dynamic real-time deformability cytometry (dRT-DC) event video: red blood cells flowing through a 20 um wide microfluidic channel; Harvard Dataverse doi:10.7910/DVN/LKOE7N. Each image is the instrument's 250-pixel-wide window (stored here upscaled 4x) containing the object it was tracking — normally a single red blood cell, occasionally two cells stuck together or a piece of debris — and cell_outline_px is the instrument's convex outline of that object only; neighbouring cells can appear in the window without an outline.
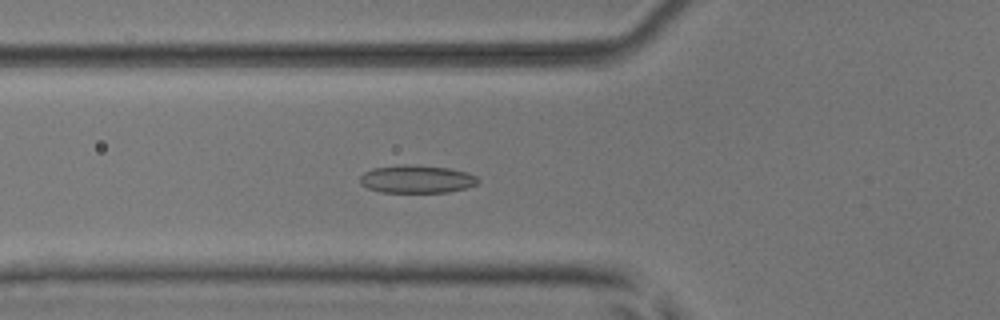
{"species": "common noctule bat (a hibernating species)", "species_latin": "Nyctalus noctula", "temperature_condition": "room temperature", "stored_images_in_passage": 37, "camera_frame_rate_fps": 3000, "um_per_image_px": 0.085, "animal": {"sex": "male", "body_mass_g": 17.9, "forearm_length_mm": 54.2}, "frame": {"image": 1, "passage_image": 4, "time_ms": 1.0, "image_size_px": [1000, 320], "cell_outline_px": [[480, 180], [476, 184], [468, 188], [448, 192], [380, 192], [368, 188], [360, 184], [360, 176], [364, 172], [372, 168], [404, 164], [448, 168], [468, 172], [476, 176]], "centroid_in_image_um": [35.42, 15.23], "position_along_channel_um": 90.4, "area_um2": 19.25}}
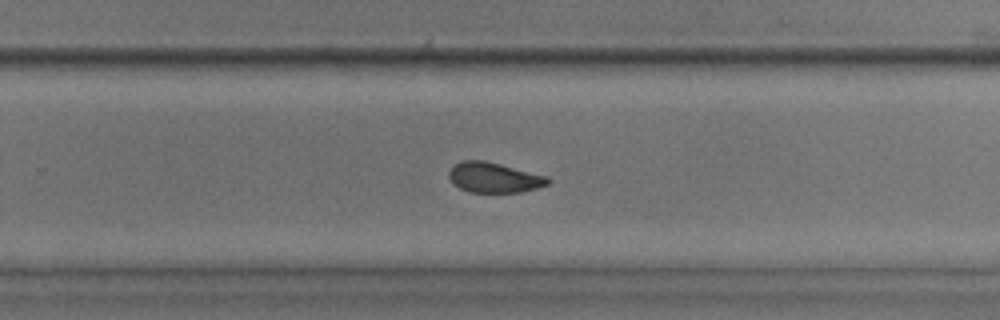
{"frame": {"image": 2, "passage_image": 19, "time_ms": 6.0, "image_size_px": [1000, 320], "cell_outline_px": [[552, 180], [548, 184], [536, 188], [520, 192], [468, 192], [452, 184], [448, 176], [448, 172], [460, 160], [484, 160], [548, 176]], "centroid_in_image_um": [41.98, 15.09], "position_along_channel_um": 287.8, "area_um2": 17.46}}
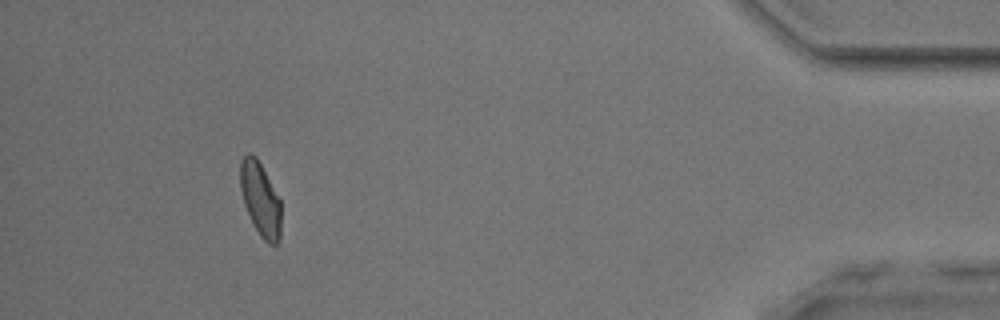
{"frame": {"image": 3, "passage_image": 33, "time_ms": 10.667, "image_size_px": [1000, 320], "cell_outline_px": [[280, 240], [276, 244], [268, 244], [260, 236], [252, 224], [244, 204], [240, 188], [240, 164], [244, 156], [248, 152], [252, 152], [256, 156], [280, 200]], "centroid_in_image_um": [22.11, 16.94], "position_along_channel_um": 413.1, "area_um2": 17.51}, "authors_computed_cell_mechanics": {"area_um2": 17.8602, "velocity_mm_per_s": 3.9532, "shape_relaxation_time_tau1_ms": 11.1134, "shape_relaxation_time_tau2_ms": 1.9161, "deformation_change_tau1": 0.2103, "deformation_change_tau2": 0.0652}}